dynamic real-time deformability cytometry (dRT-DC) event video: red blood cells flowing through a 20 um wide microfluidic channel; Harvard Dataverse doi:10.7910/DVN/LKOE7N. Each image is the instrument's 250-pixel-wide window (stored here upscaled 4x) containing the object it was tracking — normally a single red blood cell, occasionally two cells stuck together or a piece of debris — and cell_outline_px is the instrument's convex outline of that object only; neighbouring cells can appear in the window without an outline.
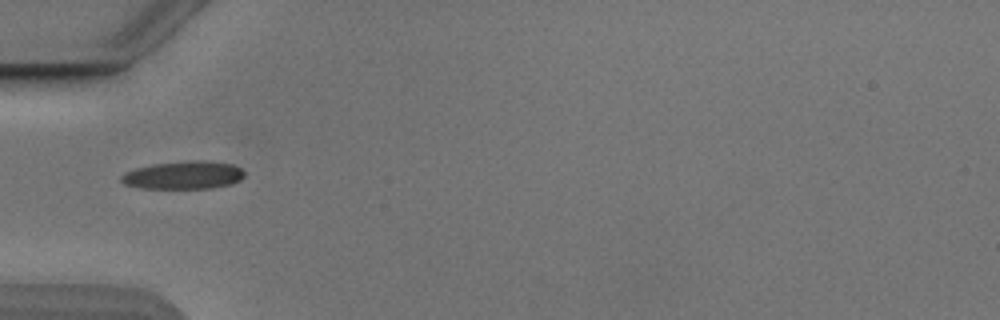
{"species": "Egyptian fruit bat (a non-hibernating species)", "species_latin": "Rousettus aegyptiacus", "temperature_condition": "cold", "stored_images_in_passage": 36, "camera_frame_rate_fps": 3000, "um_per_image_px": 0.085, "animal": {"sex": "male"}, "frame": {"image": 1, "passage_image": 1, "time_ms": 0.0, "image_size_px": [1000, 320], "cell_outline_px": [[244, 176], [240, 180], [232, 184], [212, 188], [140, 188], [124, 184], [120, 180], [120, 176], [124, 172], [136, 168], [152, 164], [192, 160], [204, 160], [232, 164], [240, 168], [244, 172]], "centroid_in_image_um": [15.59, 14.88], "position_along_channel_um": 69.4, "area_um2": 20.17}}
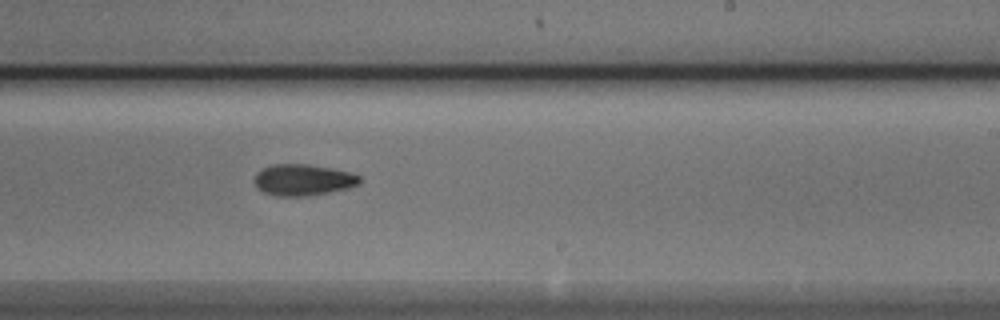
{"frame": {"image": 2, "passage_image": 16, "time_ms": 5.0, "image_size_px": [1000, 320], "cell_outline_px": [[360, 184], [348, 188], [308, 196], [276, 196], [264, 192], [256, 188], [256, 172], [272, 164], [308, 164], [332, 168], [352, 172], [360, 176]], "centroid_in_image_um": [25.78, 15.29], "position_along_channel_um": 263.2, "area_um2": 19.25}}
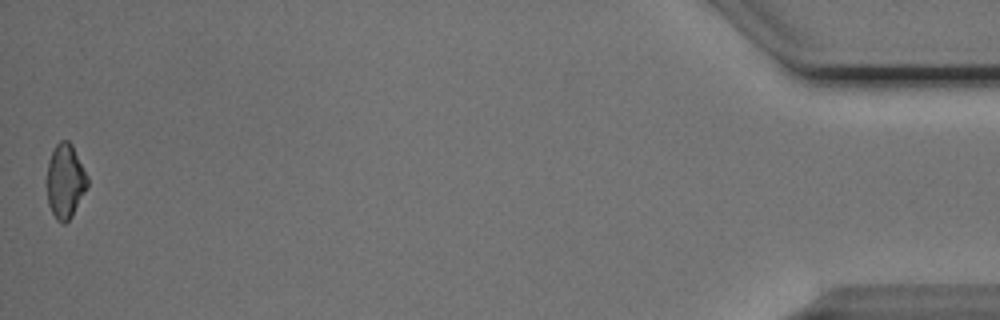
{"frame": {"image": 3, "passage_image": 36, "time_ms": 11.667, "image_size_px": [1000, 320], "cell_outline_px": [[88, 184], [72, 216], [64, 224], [60, 224], [56, 220], [48, 204], [48, 160], [56, 144], [60, 140], [68, 140], [72, 144], [88, 176]], "centroid_in_image_um": [5.55, 15.39], "position_along_channel_um": 429.6, "area_um2": 17.4}, "authors_computed_cell_mechanics": {"area_um2": 18.6983, "velocity_mm_per_s": 3.8871, "shape_relaxation_time_tau1_ms": 2.8164, "shape_relaxation_time_tau2_ms": 10.8451, "deformation_change_tau1": 0.1263, "deformation_change_tau2": 0.1835}}